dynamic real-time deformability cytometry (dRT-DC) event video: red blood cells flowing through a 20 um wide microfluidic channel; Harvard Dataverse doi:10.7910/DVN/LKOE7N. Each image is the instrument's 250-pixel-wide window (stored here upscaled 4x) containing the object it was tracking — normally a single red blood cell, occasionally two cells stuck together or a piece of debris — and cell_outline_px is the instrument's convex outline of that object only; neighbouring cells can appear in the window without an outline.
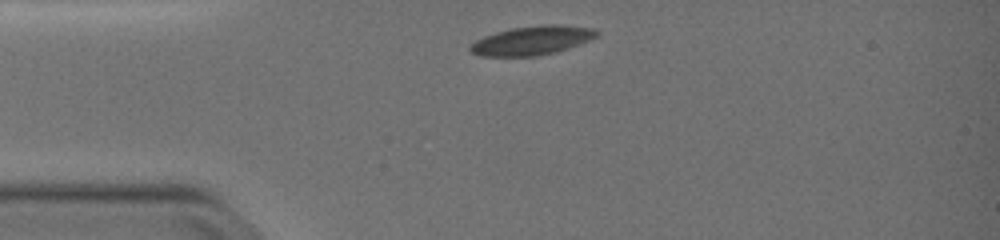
{"species": "common noctule bat (a hibernating species)", "species_latin": "Nyctalus noctula", "temperature_condition": "warm", "stored_images_in_passage": 35, "camera_frame_rate_fps": 3000, "um_per_image_px": 0.085, "animal": {"sex": "female", "body_mass_g": 19.0, "forearm_length_mm": 51.5}, "frame": {"image": 1, "passage_image": 1, "time_ms": 0.0, "image_size_px": [1000, 240], "cell_outline_px": [[600, 32], [596, 36], [588, 40], [568, 48], [556, 52], [536, 56], [480, 56], [472, 52], [468, 48], [476, 40], [484, 36], [496, 32], [512, 28], [544, 24], [560, 24], [596, 28]], "centroid_in_image_um": [45.24, 3.43], "position_along_channel_um": 39.8, "area_um2": 21.33}}
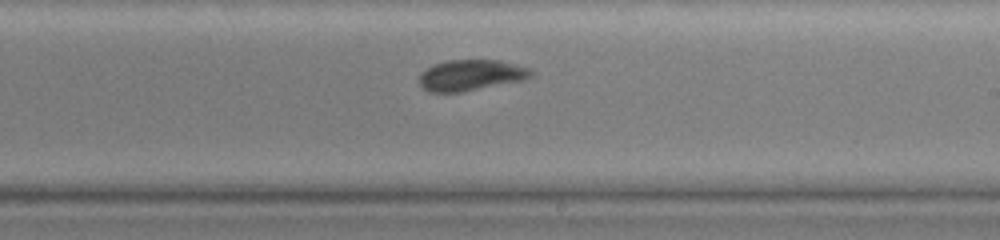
{"frame": {"image": 2, "passage_image": 20, "time_ms": 6.333, "image_size_px": [1000, 240], "cell_outline_px": [[536, 72], [532, 76], [524, 80], [460, 92], [428, 92], [416, 80], [420, 72], [432, 64], [448, 60], [500, 60], [516, 64], [528, 68]], "centroid_in_image_um": [40.0, 6.38], "position_along_channel_um": 249.0, "area_um2": 20.4}}
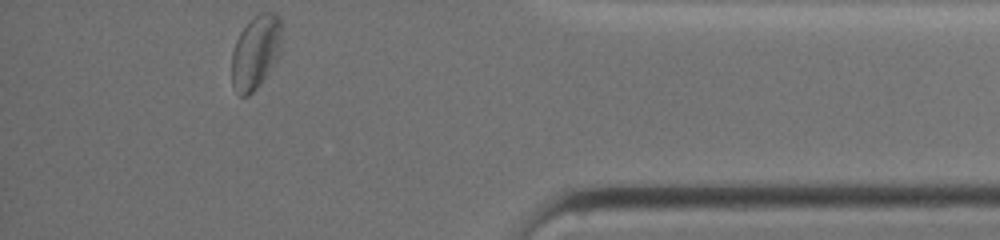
{"frame": {"image": 3, "passage_image": 35, "time_ms": 11.333, "image_size_px": [1000, 240], "cell_outline_px": [[280, 56], [260, 84], [248, 96], [240, 96], [236, 92], [232, 84], [232, 52], [236, 40], [240, 32], [260, 12], [272, 12], [280, 16]], "centroid_in_image_um": [21.73, 4.45], "position_along_channel_um": 413.5, "area_um2": 21.33}, "authors_computed_cell_mechanics": {"area_um2": 20.9814, "velocity_mm_per_s": 3.7162, "shape_relaxation_time_tau1_ms": 6.4713, "shape_relaxation_time_tau2_ms": 1.5195, "deformation_change_tau1": 0.1518, "deformation_change_tau2": 0.0505}}